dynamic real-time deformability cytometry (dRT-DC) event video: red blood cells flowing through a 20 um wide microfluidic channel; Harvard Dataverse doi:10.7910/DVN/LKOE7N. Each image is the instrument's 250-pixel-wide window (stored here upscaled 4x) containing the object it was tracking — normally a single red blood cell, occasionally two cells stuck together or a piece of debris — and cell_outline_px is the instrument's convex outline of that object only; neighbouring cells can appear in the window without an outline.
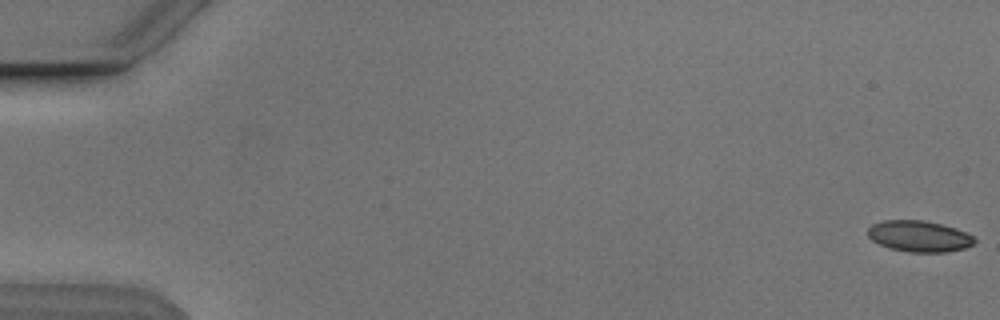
{"species": "Egyptian fruit bat (a non-hibernating species)", "species_latin": "Rousettus aegyptiacus", "temperature_condition": "cold", "stored_images_in_passage": 54, "camera_frame_rate_fps": 3000, "um_per_image_px": 0.085, "animal": {"sex": "male"}, "frame": {"image": 1, "passage_image": 1, "time_ms": 0.0, "image_size_px": [1000, 320], "cell_outline_px": [[976, 240], [972, 244], [964, 248], [948, 252], [908, 252], [888, 248], [872, 240], [868, 236], [868, 228], [872, 224], [880, 220], [924, 220], [956, 228], [972, 236]], "centroid_in_image_um": [78.09, 20.08], "position_along_channel_um": 6.9, "area_um2": 19.36}}
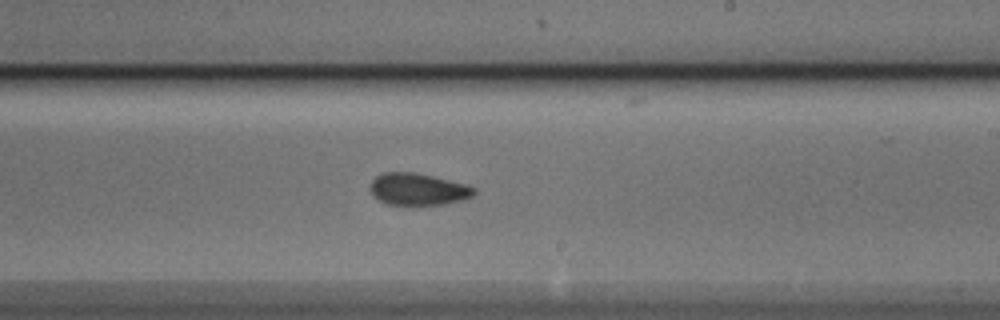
{"frame": {"image": 2, "passage_image": 33, "time_ms": 10.667, "image_size_px": [1000, 320], "cell_outline_px": [[476, 192], [472, 196], [464, 200], [444, 204], [388, 204], [372, 196], [368, 188], [368, 184], [376, 176], [384, 172], [412, 172], [432, 176], [464, 184], [476, 188]], "centroid_in_image_um": [35.49, 16.08], "position_along_channel_um": 253.5, "area_um2": 19.31}}
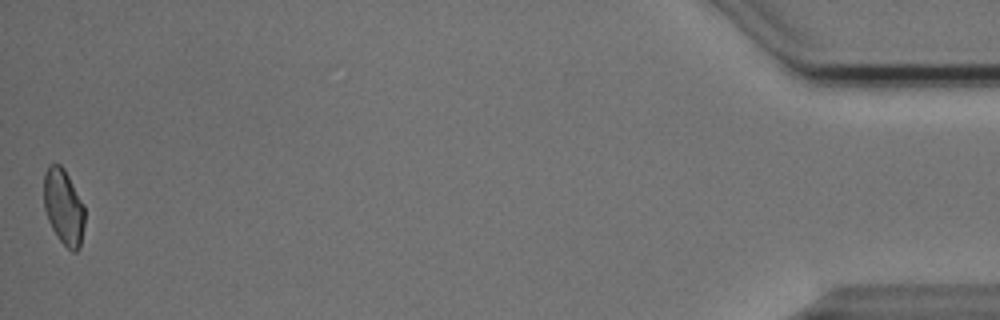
{"frame": {"image": 3, "passage_image": 54, "time_ms": 17.667, "image_size_px": [1000, 320], "cell_outline_px": [[84, 224], [80, 248], [76, 252], [72, 252], [56, 236], [48, 220], [44, 208], [44, 172], [48, 164], [60, 164], [64, 168], [84, 204]], "centroid_in_image_um": [5.4, 17.58], "position_along_channel_um": 429.8, "area_um2": 18.15}, "authors_computed_cell_mechanics": {"area_um2": 19.4497, "velocity_mm_per_s": 3.8432, "shape_relaxation_time_tau1_ms": 4.3933, "shape_relaxation_time_tau2_ms": 1.478, "deformation_change_tau1": 0.1069, "deformation_change_tau2": 0.0518}}